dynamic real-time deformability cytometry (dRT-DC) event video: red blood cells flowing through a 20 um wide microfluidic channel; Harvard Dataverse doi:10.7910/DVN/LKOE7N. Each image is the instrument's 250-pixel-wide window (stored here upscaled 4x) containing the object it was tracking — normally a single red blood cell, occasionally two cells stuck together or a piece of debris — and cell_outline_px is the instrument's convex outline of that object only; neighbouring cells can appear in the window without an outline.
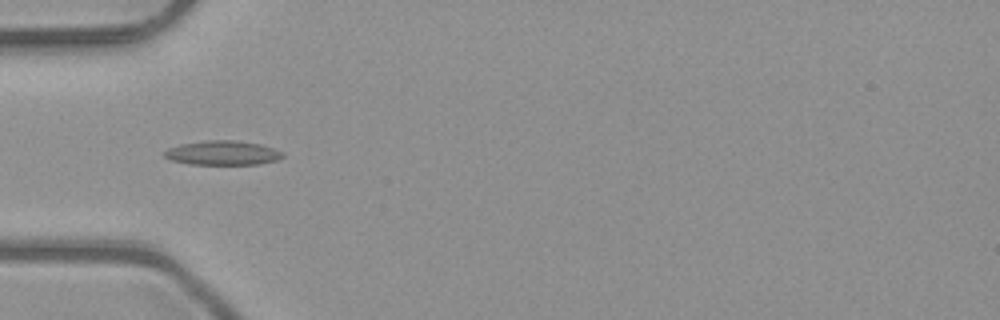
{"species": "common noctule bat (a hibernating species)", "species_latin": "Nyctalus noctula", "temperature_condition": "room temperature", "stored_images_in_passage": 2, "camera_frame_rate_fps": 3000, "um_per_image_px": 0.085, "animal": {"sex": "male", "body_mass_g": 23.1, "forearm_length_mm": 52.7}, "frame": {"image": 1, "passage_image": 1, "time_ms": 0.0, "image_size_px": [1000, 320], "cell_outline_px": [[284, 156], [276, 160], [260, 164], [188, 164], [172, 160], [164, 156], [164, 152], [168, 148], [180, 144], [208, 140], [232, 140], [260, 144], [284, 152]], "centroid_in_image_um": [18.92, 13.0], "position_along_channel_um": 66.1, "area_um2": 16.65}}
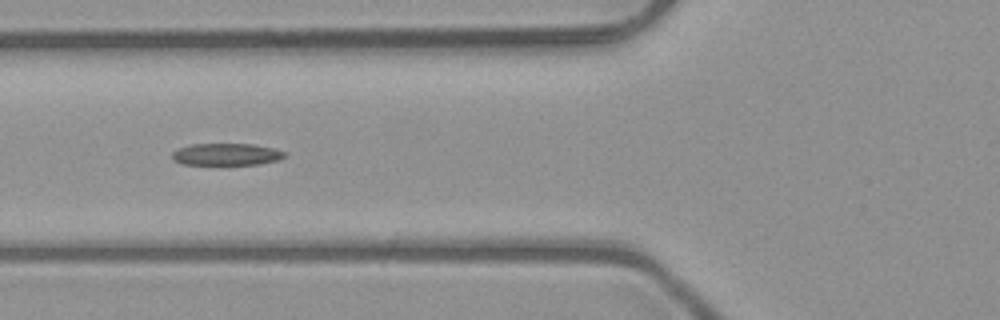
{"frame": {"image": 2, "passage_image": 2, "time_ms": 0.333, "image_size_px": [1000, 320], "cell_outline_px": [[288, 156], [280, 160], [260, 164], [180, 164], [172, 160], [172, 152], [180, 148], [192, 144], [252, 144], [272, 148], [288, 152]], "centroid_in_image_um": [19.29, 13.12], "position_along_channel_um": 106.5, "area_um2": 14.51}}